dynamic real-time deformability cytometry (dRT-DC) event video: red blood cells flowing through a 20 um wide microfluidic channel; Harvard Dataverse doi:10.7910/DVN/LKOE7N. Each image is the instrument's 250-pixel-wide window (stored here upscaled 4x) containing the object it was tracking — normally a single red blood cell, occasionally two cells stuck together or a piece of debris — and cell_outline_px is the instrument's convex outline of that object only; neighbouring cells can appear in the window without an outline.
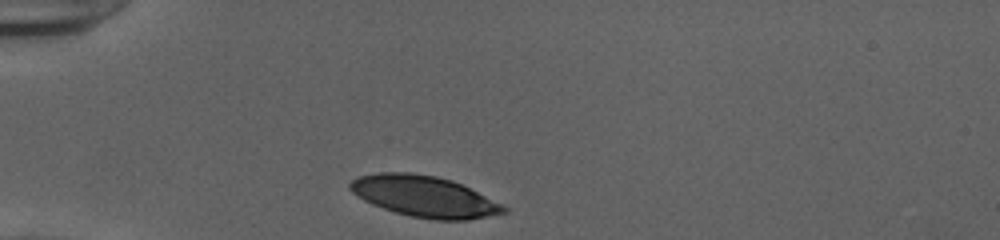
{"species": "human", "species_latin": "Homo sapiens", "temperature_condition": "cold", "stored_images_in_passage": 30, "camera_frame_rate_fps": 3000, "um_per_image_px": 0.085, "donor": {"sex": "female"}, "frame": {"image": 1, "passage_image": 1, "time_ms": 0.0, "image_size_px": [1000, 240], "cell_outline_px": [[508, 212], [468, 220], [432, 220], [412, 216], [396, 212], [372, 204], [356, 196], [348, 188], [348, 184], [352, 180], [360, 176], [380, 172], [408, 172], [436, 176], [452, 180], [508, 208]], "centroid_in_image_um": [36.03, 16.69], "position_along_channel_um": 49.0, "area_um2": 36.41}}
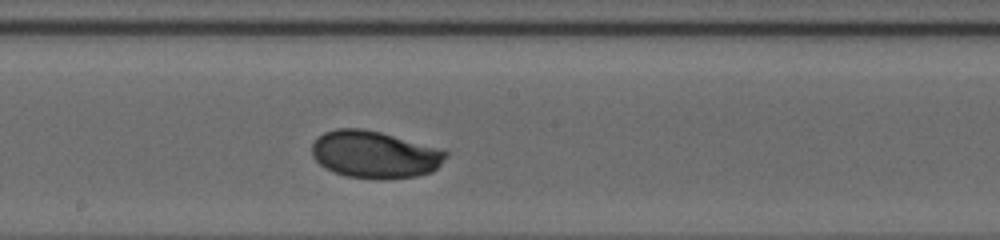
{"frame": {"image": 2, "passage_image": 16, "time_ms": 5.0, "image_size_px": [1000, 240], "cell_outline_px": [[448, 156], [432, 172], [416, 176], [384, 180], [380, 180], [348, 176], [324, 168], [312, 156], [312, 144], [324, 132], [336, 128], [360, 128], [380, 132], [444, 148], [448, 152]], "centroid_in_image_um": [31.89, 13.13], "position_along_channel_um": 216.3, "area_um2": 37.17}}
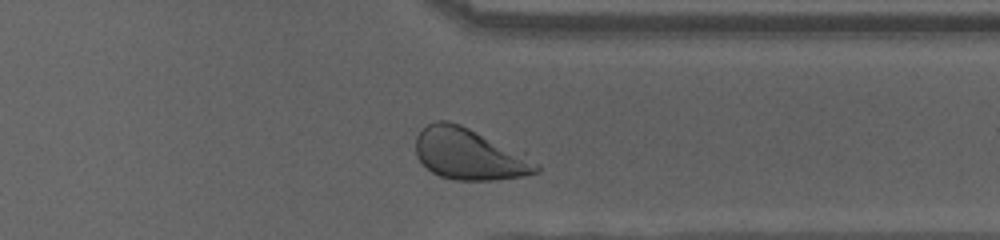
{"frame": {"image": 3, "passage_image": 28, "time_ms": 9.0, "image_size_px": [1000, 240], "cell_outline_px": [[540, 172], [524, 176], [492, 180], [456, 180], [440, 176], [432, 172], [416, 156], [416, 136], [428, 124], [436, 120], [448, 120], [460, 124], [524, 152], [540, 168]], "centroid_in_image_um": [39.9, 13.1], "position_along_channel_um": 371.5, "area_um2": 36.07}, "authors_computed_cell_mechanics": {"area_um2": 36.5296, "velocity_mm_per_s": 3.8729, "shape_relaxation_time_tau1_ms": 2.8106, "shape_relaxation_time_tau2_ms": null, "deformation_change_tau1": 0.1353, "deformation_change_tau2": null}}